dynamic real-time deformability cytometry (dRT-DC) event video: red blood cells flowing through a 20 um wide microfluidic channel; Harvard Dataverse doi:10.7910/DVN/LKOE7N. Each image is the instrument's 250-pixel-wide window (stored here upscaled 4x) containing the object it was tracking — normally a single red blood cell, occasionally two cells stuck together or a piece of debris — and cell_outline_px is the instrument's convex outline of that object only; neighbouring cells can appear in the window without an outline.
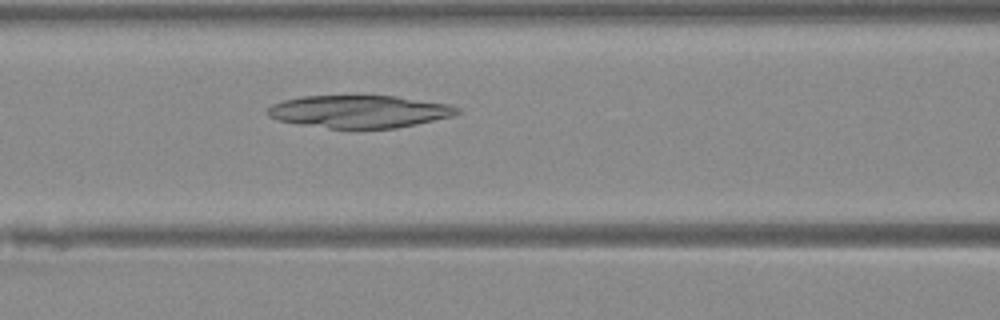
{"species": "Egyptian fruit bat (a non-hibernating species)", "species_latin": "Rousettus aegyptiacus", "temperature_condition": "warm", "stored_images_in_passage": 38, "camera_frame_rate_fps": 3000, "um_per_image_px": 0.085, "animal": {"sex": "female"}, "frame": {"image": 1, "passage_image": 11, "time_ms": 3.333, "image_size_px": [1000, 320], "cell_outline_px": [[460, 112], [452, 116], [416, 124], [396, 128], [328, 128], [300, 124], [280, 120], [268, 116], [264, 112], [272, 104], [284, 100], [300, 96], [396, 96], [448, 104], [460, 108]], "centroid_in_image_um": [30.53, 9.47], "position_along_channel_um": 136.1, "area_um2": 35.78}}
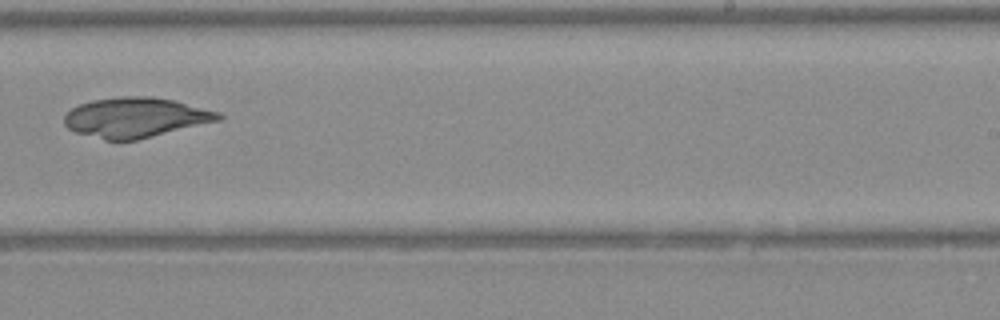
{"frame": {"image": 2, "passage_image": 21, "time_ms": 6.667, "image_size_px": [1000, 320], "cell_outline_px": [[224, 116], [220, 120], [136, 140], [104, 140], [76, 132], [68, 128], [64, 124], [64, 116], [72, 108], [80, 104], [92, 100], [120, 96], [148, 96], [176, 100], [220, 112]], "centroid_in_image_um": [11.53, 9.97], "position_along_channel_um": 277.5, "area_um2": 35.84}}
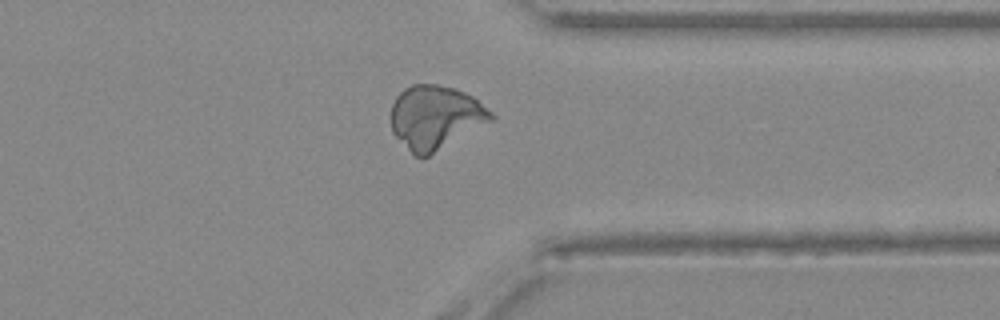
{"frame": {"image": 3, "passage_image": 28, "time_ms": 9.0, "image_size_px": [1000, 320], "cell_outline_px": [[496, 116], [492, 120], [428, 156], [416, 156], [392, 132], [392, 104], [396, 96], [404, 88], [412, 84], [436, 84], [452, 88], [464, 92], [472, 96], [492, 112]], "centroid_in_image_um": [37.0, 9.94], "position_along_channel_um": 374.4, "area_um2": 36.47}}